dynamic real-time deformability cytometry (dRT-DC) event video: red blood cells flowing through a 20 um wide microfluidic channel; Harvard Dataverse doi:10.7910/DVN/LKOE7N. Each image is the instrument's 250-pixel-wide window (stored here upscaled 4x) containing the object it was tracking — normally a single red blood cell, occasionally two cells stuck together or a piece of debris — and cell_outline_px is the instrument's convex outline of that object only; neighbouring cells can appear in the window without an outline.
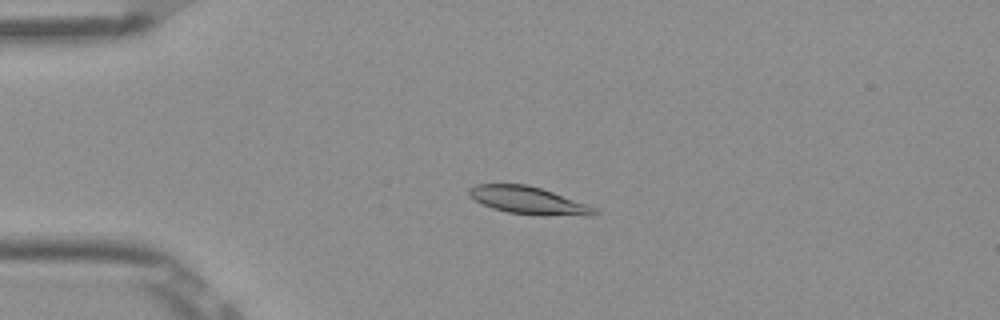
{"species": "Egyptian fruit bat (a non-hibernating species)", "species_latin": "Rousettus aegyptiacus", "temperature_condition": "room temperature", "stored_images_in_passage": 53, "camera_frame_rate_fps": 3000, "um_per_image_px": 0.085, "frame": {"image": 1, "passage_image": 13, "time_ms": 4.0, "image_size_px": [1000, 320], "cell_outline_px": [[600, 212], [596, 216], [536, 216], [508, 212], [492, 208], [468, 196], [468, 188], [476, 184], [528, 184], [588, 204], [596, 208]], "centroid_in_image_um": [44.98, 17.06], "position_along_channel_um": 40.0, "area_um2": 20.46}}
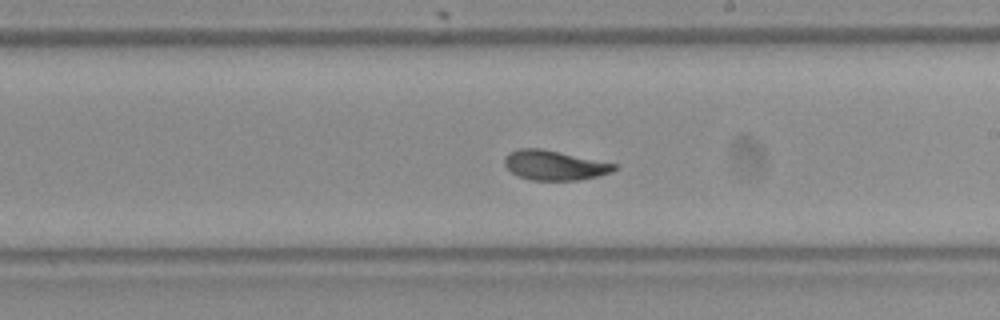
{"frame": {"image": 2, "passage_image": 31, "time_ms": 10.0, "image_size_px": [1000, 320], "cell_outline_px": [[620, 168], [612, 172], [596, 176], [576, 180], [532, 180], [516, 176], [504, 164], [504, 156], [508, 152], [520, 148], [540, 148], [616, 164]], "centroid_in_image_um": [47.09, 14.05], "position_along_channel_um": 241.9, "area_um2": 18.9}}
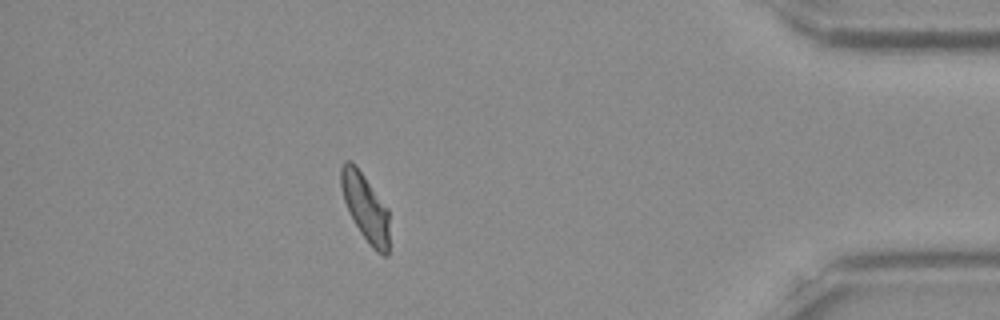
{"frame": {"image": 3, "passage_image": 47, "time_ms": 15.333, "image_size_px": [1000, 320], "cell_outline_px": [[388, 256], [384, 256], [376, 252], [372, 248], [360, 232], [344, 200], [340, 188], [340, 164], [344, 160], [348, 160], [356, 164], [388, 208]], "centroid_in_image_um": [31.04, 17.58], "position_along_channel_um": 404.2, "area_um2": 19.02}, "authors_computed_cell_mechanics": {"area_um2": 19.4786, "velocity_mm_per_s": 3.8691, "shape_relaxation_time_tau1_ms": 3.8613, "shape_relaxation_time_tau2_ms": 1.0399, "deformation_change_tau1": 0.1496, "deformation_change_tau2": 0.0506}}